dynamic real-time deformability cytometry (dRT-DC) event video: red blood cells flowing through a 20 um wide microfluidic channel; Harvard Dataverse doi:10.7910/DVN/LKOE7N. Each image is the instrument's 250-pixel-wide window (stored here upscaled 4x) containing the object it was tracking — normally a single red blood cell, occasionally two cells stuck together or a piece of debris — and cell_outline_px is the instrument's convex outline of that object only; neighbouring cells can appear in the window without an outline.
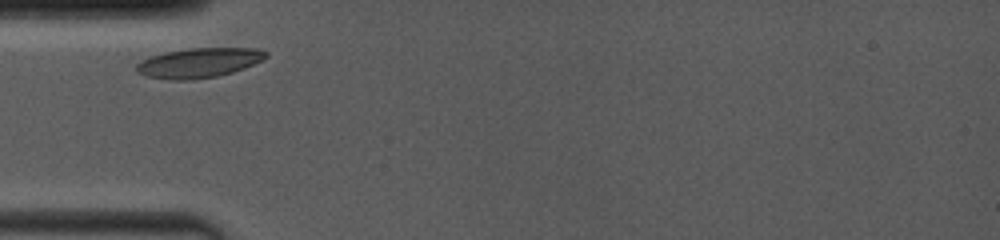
{"species": "common noctule bat (a hibernating species)", "species_latin": "Nyctalus noctula", "temperature_condition": "room temperature", "stored_images_in_passage": 2, "camera_frame_rate_fps": 4000, "um_per_image_px": 0.085, "animal": {"sex": "female", "body_mass_g": 19.0, "forearm_length_mm": 53.3}, "frame": {"image": 1, "passage_image": 1, "time_ms": 0.0, "image_size_px": [1000, 240], "cell_outline_px": [[268, 56], [264, 60], [244, 68], [232, 72], [216, 76], [188, 80], [172, 80], [148, 76], [136, 72], [136, 64], [140, 60], [164, 52], [188, 48], [256, 48], [268, 52]], "centroid_in_image_um": [16.92, 5.33], "position_along_channel_um": 68.1, "area_um2": 22.43}}